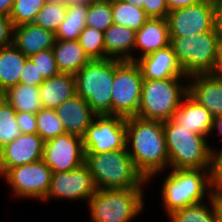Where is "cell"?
Here are the masks:
<instances>
[{
    "label": "cell",
    "mask_w": 222,
    "mask_h": 222,
    "mask_svg": "<svg viewBox=\"0 0 222 222\" xmlns=\"http://www.w3.org/2000/svg\"><path fill=\"white\" fill-rule=\"evenodd\" d=\"M126 148L135 168L148 182L169 167L161 121L138 116L126 118Z\"/></svg>",
    "instance_id": "obj_1"
},
{
    "label": "cell",
    "mask_w": 222,
    "mask_h": 222,
    "mask_svg": "<svg viewBox=\"0 0 222 222\" xmlns=\"http://www.w3.org/2000/svg\"><path fill=\"white\" fill-rule=\"evenodd\" d=\"M96 189H144L149 183L135 168L127 148L107 153H85Z\"/></svg>",
    "instance_id": "obj_2"
},
{
    "label": "cell",
    "mask_w": 222,
    "mask_h": 222,
    "mask_svg": "<svg viewBox=\"0 0 222 222\" xmlns=\"http://www.w3.org/2000/svg\"><path fill=\"white\" fill-rule=\"evenodd\" d=\"M163 180L161 198L165 213L204 202L213 196L211 169H170Z\"/></svg>",
    "instance_id": "obj_3"
},
{
    "label": "cell",
    "mask_w": 222,
    "mask_h": 222,
    "mask_svg": "<svg viewBox=\"0 0 222 222\" xmlns=\"http://www.w3.org/2000/svg\"><path fill=\"white\" fill-rule=\"evenodd\" d=\"M170 169H211L215 148L207 138L177 124L172 118L163 122Z\"/></svg>",
    "instance_id": "obj_4"
},
{
    "label": "cell",
    "mask_w": 222,
    "mask_h": 222,
    "mask_svg": "<svg viewBox=\"0 0 222 222\" xmlns=\"http://www.w3.org/2000/svg\"><path fill=\"white\" fill-rule=\"evenodd\" d=\"M188 79L187 76L156 80L144 79L141 102L136 116L161 122L169 121L188 94Z\"/></svg>",
    "instance_id": "obj_5"
},
{
    "label": "cell",
    "mask_w": 222,
    "mask_h": 222,
    "mask_svg": "<svg viewBox=\"0 0 222 222\" xmlns=\"http://www.w3.org/2000/svg\"><path fill=\"white\" fill-rule=\"evenodd\" d=\"M115 59H94L76 74V94L88 102L96 115H111V89Z\"/></svg>",
    "instance_id": "obj_6"
},
{
    "label": "cell",
    "mask_w": 222,
    "mask_h": 222,
    "mask_svg": "<svg viewBox=\"0 0 222 222\" xmlns=\"http://www.w3.org/2000/svg\"><path fill=\"white\" fill-rule=\"evenodd\" d=\"M143 189H97L88 200L91 222H132L145 208Z\"/></svg>",
    "instance_id": "obj_7"
},
{
    "label": "cell",
    "mask_w": 222,
    "mask_h": 222,
    "mask_svg": "<svg viewBox=\"0 0 222 222\" xmlns=\"http://www.w3.org/2000/svg\"><path fill=\"white\" fill-rule=\"evenodd\" d=\"M220 39L214 30L193 36L170 37V45L187 77L212 73Z\"/></svg>",
    "instance_id": "obj_8"
},
{
    "label": "cell",
    "mask_w": 222,
    "mask_h": 222,
    "mask_svg": "<svg viewBox=\"0 0 222 222\" xmlns=\"http://www.w3.org/2000/svg\"><path fill=\"white\" fill-rule=\"evenodd\" d=\"M143 80L141 69L135 61L115 60L111 115L123 118L137 115Z\"/></svg>",
    "instance_id": "obj_9"
},
{
    "label": "cell",
    "mask_w": 222,
    "mask_h": 222,
    "mask_svg": "<svg viewBox=\"0 0 222 222\" xmlns=\"http://www.w3.org/2000/svg\"><path fill=\"white\" fill-rule=\"evenodd\" d=\"M2 176L15 197L44 201L50 189L52 170L41 159L10 168Z\"/></svg>",
    "instance_id": "obj_10"
},
{
    "label": "cell",
    "mask_w": 222,
    "mask_h": 222,
    "mask_svg": "<svg viewBox=\"0 0 222 222\" xmlns=\"http://www.w3.org/2000/svg\"><path fill=\"white\" fill-rule=\"evenodd\" d=\"M85 153H107L126 147V118L97 115L82 137Z\"/></svg>",
    "instance_id": "obj_11"
},
{
    "label": "cell",
    "mask_w": 222,
    "mask_h": 222,
    "mask_svg": "<svg viewBox=\"0 0 222 222\" xmlns=\"http://www.w3.org/2000/svg\"><path fill=\"white\" fill-rule=\"evenodd\" d=\"M215 0L169 11V37L193 36L214 30Z\"/></svg>",
    "instance_id": "obj_12"
},
{
    "label": "cell",
    "mask_w": 222,
    "mask_h": 222,
    "mask_svg": "<svg viewBox=\"0 0 222 222\" xmlns=\"http://www.w3.org/2000/svg\"><path fill=\"white\" fill-rule=\"evenodd\" d=\"M42 160L52 173L71 171L81 166L85 161L82 138L64 133L45 141Z\"/></svg>",
    "instance_id": "obj_13"
},
{
    "label": "cell",
    "mask_w": 222,
    "mask_h": 222,
    "mask_svg": "<svg viewBox=\"0 0 222 222\" xmlns=\"http://www.w3.org/2000/svg\"><path fill=\"white\" fill-rule=\"evenodd\" d=\"M96 187L87 165L72 169L71 171L52 173L51 185L44 202L50 198L65 200L87 201L95 194Z\"/></svg>",
    "instance_id": "obj_14"
},
{
    "label": "cell",
    "mask_w": 222,
    "mask_h": 222,
    "mask_svg": "<svg viewBox=\"0 0 222 222\" xmlns=\"http://www.w3.org/2000/svg\"><path fill=\"white\" fill-rule=\"evenodd\" d=\"M43 144L38 134L21 133L0 150V177L10 168L41 160Z\"/></svg>",
    "instance_id": "obj_15"
},
{
    "label": "cell",
    "mask_w": 222,
    "mask_h": 222,
    "mask_svg": "<svg viewBox=\"0 0 222 222\" xmlns=\"http://www.w3.org/2000/svg\"><path fill=\"white\" fill-rule=\"evenodd\" d=\"M136 63L141 69L143 79L156 80L186 76L171 45L139 58Z\"/></svg>",
    "instance_id": "obj_16"
},
{
    "label": "cell",
    "mask_w": 222,
    "mask_h": 222,
    "mask_svg": "<svg viewBox=\"0 0 222 222\" xmlns=\"http://www.w3.org/2000/svg\"><path fill=\"white\" fill-rule=\"evenodd\" d=\"M188 94L213 117L222 116V79L212 73L192 75L188 79Z\"/></svg>",
    "instance_id": "obj_17"
},
{
    "label": "cell",
    "mask_w": 222,
    "mask_h": 222,
    "mask_svg": "<svg viewBox=\"0 0 222 222\" xmlns=\"http://www.w3.org/2000/svg\"><path fill=\"white\" fill-rule=\"evenodd\" d=\"M55 110L63 122L66 133L81 138L97 116L88 102L77 94L64 101Z\"/></svg>",
    "instance_id": "obj_18"
},
{
    "label": "cell",
    "mask_w": 222,
    "mask_h": 222,
    "mask_svg": "<svg viewBox=\"0 0 222 222\" xmlns=\"http://www.w3.org/2000/svg\"><path fill=\"white\" fill-rule=\"evenodd\" d=\"M170 45L169 25L167 18H149L136 31L134 51L140 52L135 62L148 54ZM141 50V51H140Z\"/></svg>",
    "instance_id": "obj_19"
},
{
    "label": "cell",
    "mask_w": 222,
    "mask_h": 222,
    "mask_svg": "<svg viewBox=\"0 0 222 222\" xmlns=\"http://www.w3.org/2000/svg\"><path fill=\"white\" fill-rule=\"evenodd\" d=\"M55 40L54 32L33 23L15 26L13 30V45L26 57L43 50L52 49Z\"/></svg>",
    "instance_id": "obj_20"
},
{
    "label": "cell",
    "mask_w": 222,
    "mask_h": 222,
    "mask_svg": "<svg viewBox=\"0 0 222 222\" xmlns=\"http://www.w3.org/2000/svg\"><path fill=\"white\" fill-rule=\"evenodd\" d=\"M172 119L193 133L205 137L210 135L213 115L189 94L184 97Z\"/></svg>",
    "instance_id": "obj_21"
},
{
    "label": "cell",
    "mask_w": 222,
    "mask_h": 222,
    "mask_svg": "<svg viewBox=\"0 0 222 222\" xmlns=\"http://www.w3.org/2000/svg\"><path fill=\"white\" fill-rule=\"evenodd\" d=\"M136 31L112 24L104 31L105 59L135 61L133 55Z\"/></svg>",
    "instance_id": "obj_22"
},
{
    "label": "cell",
    "mask_w": 222,
    "mask_h": 222,
    "mask_svg": "<svg viewBox=\"0 0 222 222\" xmlns=\"http://www.w3.org/2000/svg\"><path fill=\"white\" fill-rule=\"evenodd\" d=\"M43 108L56 109L76 94L75 75L60 73L46 79L39 86Z\"/></svg>",
    "instance_id": "obj_23"
},
{
    "label": "cell",
    "mask_w": 222,
    "mask_h": 222,
    "mask_svg": "<svg viewBox=\"0 0 222 222\" xmlns=\"http://www.w3.org/2000/svg\"><path fill=\"white\" fill-rule=\"evenodd\" d=\"M52 50L60 73L75 75L91 60L78 40H55Z\"/></svg>",
    "instance_id": "obj_24"
},
{
    "label": "cell",
    "mask_w": 222,
    "mask_h": 222,
    "mask_svg": "<svg viewBox=\"0 0 222 222\" xmlns=\"http://www.w3.org/2000/svg\"><path fill=\"white\" fill-rule=\"evenodd\" d=\"M26 57L14 45L0 48V95L19 84Z\"/></svg>",
    "instance_id": "obj_25"
},
{
    "label": "cell",
    "mask_w": 222,
    "mask_h": 222,
    "mask_svg": "<svg viewBox=\"0 0 222 222\" xmlns=\"http://www.w3.org/2000/svg\"><path fill=\"white\" fill-rule=\"evenodd\" d=\"M1 96L16 110L36 114L42 107L39 86L17 84L7 89Z\"/></svg>",
    "instance_id": "obj_26"
},
{
    "label": "cell",
    "mask_w": 222,
    "mask_h": 222,
    "mask_svg": "<svg viewBox=\"0 0 222 222\" xmlns=\"http://www.w3.org/2000/svg\"><path fill=\"white\" fill-rule=\"evenodd\" d=\"M88 7L89 4L67 5L66 16L55 32L56 40H78L80 33L87 26Z\"/></svg>",
    "instance_id": "obj_27"
},
{
    "label": "cell",
    "mask_w": 222,
    "mask_h": 222,
    "mask_svg": "<svg viewBox=\"0 0 222 222\" xmlns=\"http://www.w3.org/2000/svg\"><path fill=\"white\" fill-rule=\"evenodd\" d=\"M113 24L138 31L149 19L143 8L122 0H111Z\"/></svg>",
    "instance_id": "obj_28"
},
{
    "label": "cell",
    "mask_w": 222,
    "mask_h": 222,
    "mask_svg": "<svg viewBox=\"0 0 222 222\" xmlns=\"http://www.w3.org/2000/svg\"><path fill=\"white\" fill-rule=\"evenodd\" d=\"M207 202L204 201L175 210L167 218L170 222H216L214 194Z\"/></svg>",
    "instance_id": "obj_29"
},
{
    "label": "cell",
    "mask_w": 222,
    "mask_h": 222,
    "mask_svg": "<svg viewBox=\"0 0 222 222\" xmlns=\"http://www.w3.org/2000/svg\"><path fill=\"white\" fill-rule=\"evenodd\" d=\"M67 13V4L64 0H47L37 13L33 24L43 29L56 32Z\"/></svg>",
    "instance_id": "obj_30"
},
{
    "label": "cell",
    "mask_w": 222,
    "mask_h": 222,
    "mask_svg": "<svg viewBox=\"0 0 222 222\" xmlns=\"http://www.w3.org/2000/svg\"><path fill=\"white\" fill-rule=\"evenodd\" d=\"M16 113V110L0 95V150L21 134L16 122Z\"/></svg>",
    "instance_id": "obj_31"
},
{
    "label": "cell",
    "mask_w": 222,
    "mask_h": 222,
    "mask_svg": "<svg viewBox=\"0 0 222 222\" xmlns=\"http://www.w3.org/2000/svg\"><path fill=\"white\" fill-rule=\"evenodd\" d=\"M37 134L45 142L66 133L55 109L42 108L36 113Z\"/></svg>",
    "instance_id": "obj_32"
},
{
    "label": "cell",
    "mask_w": 222,
    "mask_h": 222,
    "mask_svg": "<svg viewBox=\"0 0 222 222\" xmlns=\"http://www.w3.org/2000/svg\"><path fill=\"white\" fill-rule=\"evenodd\" d=\"M78 41L91 60L105 59L104 32L86 26L80 33Z\"/></svg>",
    "instance_id": "obj_33"
},
{
    "label": "cell",
    "mask_w": 222,
    "mask_h": 222,
    "mask_svg": "<svg viewBox=\"0 0 222 222\" xmlns=\"http://www.w3.org/2000/svg\"><path fill=\"white\" fill-rule=\"evenodd\" d=\"M47 0H14L9 17L13 26L33 23L37 13L42 9Z\"/></svg>",
    "instance_id": "obj_34"
},
{
    "label": "cell",
    "mask_w": 222,
    "mask_h": 222,
    "mask_svg": "<svg viewBox=\"0 0 222 222\" xmlns=\"http://www.w3.org/2000/svg\"><path fill=\"white\" fill-rule=\"evenodd\" d=\"M113 24L110 2H93L89 4L86 25L104 32Z\"/></svg>",
    "instance_id": "obj_35"
},
{
    "label": "cell",
    "mask_w": 222,
    "mask_h": 222,
    "mask_svg": "<svg viewBox=\"0 0 222 222\" xmlns=\"http://www.w3.org/2000/svg\"><path fill=\"white\" fill-rule=\"evenodd\" d=\"M29 58L36 65L44 80L60 74L52 49L40 51Z\"/></svg>",
    "instance_id": "obj_36"
},
{
    "label": "cell",
    "mask_w": 222,
    "mask_h": 222,
    "mask_svg": "<svg viewBox=\"0 0 222 222\" xmlns=\"http://www.w3.org/2000/svg\"><path fill=\"white\" fill-rule=\"evenodd\" d=\"M44 81L42 75L38 72L36 65L28 57L25 61V65L21 70L19 77V83L40 86Z\"/></svg>",
    "instance_id": "obj_37"
},
{
    "label": "cell",
    "mask_w": 222,
    "mask_h": 222,
    "mask_svg": "<svg viewBox=\"0 0 222 222\" xmlns=\"http://www.w3.org/2000/svg\"><path fill=\"white\" fill-rule=\"evenodd\" d=\"M142 8L149 18H167L169 13L166 0H142Z\"/></svg>",
    "instance_id": "obj_38"
},
{
    "label": "cell",
    "mask_w": 222,
    "mask_h": 222,
    "mask_svg": "<svg viewBox=\"0 0 222 222\" xmlns=\"http://www.w3.org/2000/svg\"><path fill=\"white\" fill-rule=\"evenodd\" d=\"M211 177L214 190L222 191V147L213 150Z\"/></svg>",
    "instance_id": "obj_39"
},
{
    "label": "cell",
    "mask_w": 222,
    "mask_h": 222,
    "mask_svg": "<svg viewBox=\"0 0 222 222\" xmlns=\"http://www.w3.org/2000/svg\"><path fill=\"white\" fill-rule=\"evenodd\" d=\"M16 122L23 134H37L36 114L28 112H17Z\"/></svg>",
    "instance_id": "obj_40"
},
{
    "label": "cell",
    "mask_w": 222,
    "mask_h": 222,
    "mask_svg": "<svg viewBox=\"0 0 222 222\" xmlns=\"http://www.w3.org/2000/svg\"><path fill=\"white\" fill-rule=\"evenodd\" d=\"M13 30L11 18L7 15H0V48L13 45Z\"/></svg>",
    "instance_id": "obj_41"
},
{
    "label": "cell",
    "mask_w": 222,
    "mask_h": 222,
    "mask_svg": "<svg viewBox=\"0 0 222 222\" xmlns=\"http://www.w3.org/2000/svg\"><path fill=\"white\" fill-rule=\"evenodd\" d=\"M214 31L219 39L222 40V0H215Z\"/></svg>",
    "instance_id": "obj_42"
},
{
    "label": "cell",
    "mask_w": 222,
    "mask_h": 222,
    "mask_svg": "<svg viewBox=\"0 0 222 222\" xmlns=\"http://www.w3.org/2000/svg\"><path fill=\"white\" fill-rule=\"evenodd\" d=\"M203 1L205 0H166V3L169 11H171L178 8L197 5L202 3Z\"/></svg>",
    "instance_id": "obj_43"
},
{
    "label": "cell",
    "mask_w": 222,
    "mask_h": 222,
    "mask_svg": "<svg viewBox=\"0 0 222 222\" xmlns=\"http://www.w3.org/2000/svg\"><path fill=\"white\" fill-rule=\"evenodd\" d=\"M214 209L216 222H222V191L214 192Z\"/></svg>",
    "instance_id": "obj_44"
},
{
    "label": "cell",
    "mask_w": 222,
    "mask_h": 222,
    "mask_svg": "<svg viewBox=\"0 0 222 222\" xmlns=\"http://www.w3.org/2000/svg\"><path fill=\"white\" fill-rule=\"evenodd\" d=\"M212 74L222 79V40H220L218 45L217 62L214 70L212 71Z\"/></svg>",
    "instance_id": "obj_45"
},
{
    "label": "cell",
    "mask_w": 222,
    "mask_h": 222,
    "mask_svg": "<svg viewBox=\"0 0 222 222\" xmlns=\"http://www.w3.org/2000/svg\"><path fill=\"white\" fill-rule=\"evenodd\" d=\"M13 4L14 0H0V15L9 16L12 11Z\"/></svg>",
    "instance_id": "obj_46"
},
{
    "label": "cell",
    "mask_w": 222,
    "mask_h": 222,
    "mask_svg": "<svg viewBox=\"0 0 222 222\" xmlns=\"http://www.w3.org/2000/svg\"><path fill=\"white\" fill-rule=\"evenodd\" d=\"M214 130H216L218 135H222V116L213 117L212 127L210 131V135Z\"/></svg>",
    "instance_id": "obj_47"
},
{
    "label": "cell",
    "mask_w": 222,
    "mask_h": 222,
    "mask_svg": "<svg viewBox=\"0 0 222 222\" xmlns=\"http://www.w3.org/2000/svg\"><path fill=\"white\" fill-rule=\"evenodd\" d=\"M67 5L90 4L89 0H64Z\"/></svg>",
    "instance_id": "obj_48"
},
{
    "label": "cell",
    "mask_w": 222,
    "mask_h": 222,
    "mask_svg": "<svg viewBox=\"0 0 222 222\" xmlns=\"http://www.w3.org/2000/svg\"><path fill=\"white\" fill-rule=\"evenodd\" d=\"M122 1L133 4L136 7L142 8V0H122Z\"/></svg>",
    "instance_id": "obj_49"
},
{
    "label": "cell",
    "mask_w": 222,
    "mask_h": 222,
    "mask_svg": "<svg viewBox=\"0 0 222 222\" xmlns=\"http://www.w3.org/2000/svg\"><path fill=\"white\" fill-rule=\"evenodd\" d=\"M90 3H93V2H110L111 0H89Z\"/></svg>",
    "instance_id": "obj_50"
}]
</instances>
